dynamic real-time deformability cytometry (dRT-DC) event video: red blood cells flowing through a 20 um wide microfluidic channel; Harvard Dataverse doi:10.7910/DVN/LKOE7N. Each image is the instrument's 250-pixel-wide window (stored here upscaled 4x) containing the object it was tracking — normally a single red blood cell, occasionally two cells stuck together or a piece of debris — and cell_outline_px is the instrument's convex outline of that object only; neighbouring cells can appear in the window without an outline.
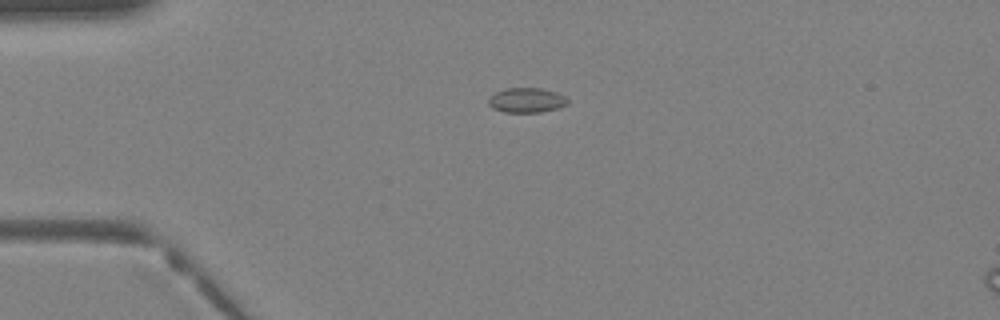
{"species": "Egyptian fruit bat (a non-hibernating species)", "species_latin": "Rousettus aegyptiacus", "temperature_condition": "warm", "stored_images_in_passage": 31, "camera_frame_rate_fps": 3000, "um_per_image_px": 0.085, "animal": {"sex": "female"}, "frame": {"image": 1, "passage_image": 1, "time_ms": 0.0, "image_size_px": [1000, 320], "cell_outline_px": [[568, 104], [560, 108], [540, 112], [504, 112], [492, 108], [488, 104], [488, 96], [504, 88], [540, 88], [556, 92], [564, 96], [568, 100]], "centroid_in_image_um": [44.74, 8.52], "position_along_channel_um": 40.3, "area_um2": 11.56}}
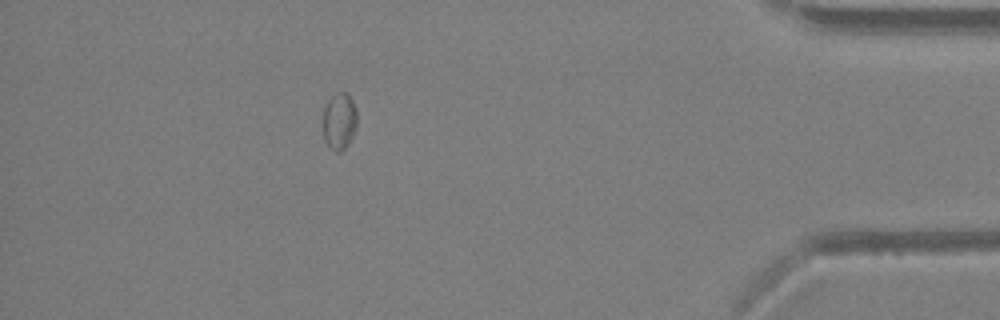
{"frame": {"image": 2, "passage_image": 27, "time_ms": 8.667, "image_size_px": [1000, 320], "cell_outline_px": [[356, 128], [348, 144], [340, 152], [336, 152], [328, 148], [324, 140], [324, 104], [336, 92], [348, 92], [356, 108]], "centroid_in_image_um": [28.84, 10.29], "position_along_channel_um": 406.4, "area_um2": 11.39}}